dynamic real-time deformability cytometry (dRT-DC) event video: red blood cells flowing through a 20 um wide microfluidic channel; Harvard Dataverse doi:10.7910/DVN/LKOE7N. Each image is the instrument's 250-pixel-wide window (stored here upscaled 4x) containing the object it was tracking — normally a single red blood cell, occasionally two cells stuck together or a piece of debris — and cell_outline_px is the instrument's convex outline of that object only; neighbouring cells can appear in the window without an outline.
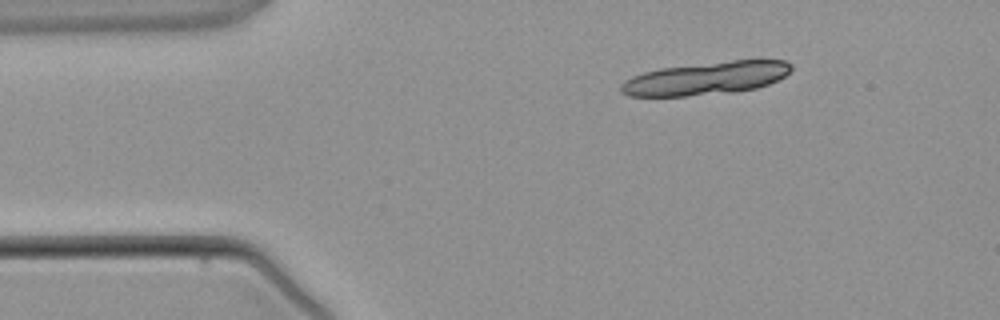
{"species": "common noctule bat (a hibernating species)", "species_latin": "Nyctalus noctula", "temperature_condition": "warm", "stored_images_in_passage": 2, "segment_of_instrument_passage": [2, 2], "camera_frame_rate_fps": 3000, "um_per_image_px": 0.085, "animal": {"sex": "male", "body_mass_g": 21.5, "forearm_length_mm": 52.0}, "frame": {"image": 1, "passage_image": 2, "time_ms": 2.0, "image_size_px": [1000, 320], "cell_outline_px": [[792, 68], [784, 76], [768, 84], [756, 88], [736, 92], [684, 96], [628, 96], [620, 92], [620, 84], [624, 80], [632, 76], [644, 72], [660, 68], [732, 60], [784, 60], [792, 64]], "centroid_in_image_um": [59.98, 6.66], "position_along_channel_um": 25.0, "area_um2": 32.66}}